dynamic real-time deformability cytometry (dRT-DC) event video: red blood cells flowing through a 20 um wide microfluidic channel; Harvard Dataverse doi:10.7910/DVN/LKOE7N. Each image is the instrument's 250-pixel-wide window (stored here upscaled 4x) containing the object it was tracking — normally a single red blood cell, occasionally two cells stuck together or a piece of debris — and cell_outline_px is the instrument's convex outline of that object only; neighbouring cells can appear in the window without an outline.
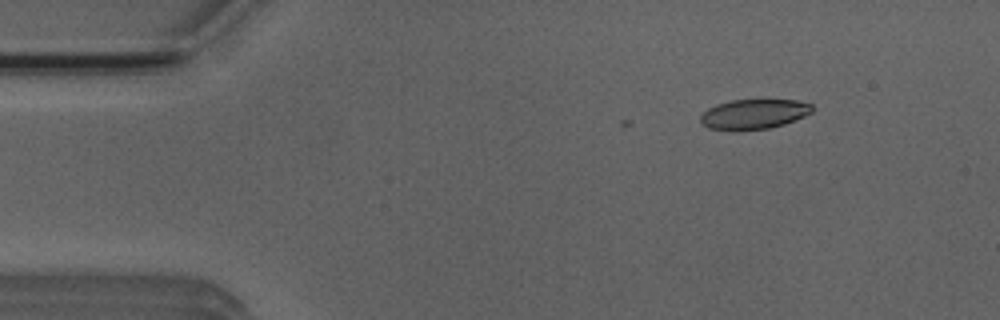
{"species": "Egyptian fruit bat (a non-hibernating species)", "species_latin": "Rousettus aegyptiacus", "temperature_condition": "room temperature", "stored_images_in_passage": 5, "camera_frame_rate_fps": 3000, "um_per_image_px": 0.085, "animal": {"sex": "male"}, "frame": {"image": 1, "passage_image": 5, "time_ms": 4.667, "image_size_px": [1000, 320], "cell_outline_px": [[812, 112], [804, 116], [784, 124], [768, 128], [708, 128], [700, 120], [700, 116], [708, 108], [716, 104], [732, 100], [796, 100], [812, 104]], "centroid_in_image_um": [64.11, 9.66], "position_along_channel_um": 20.9, "area_um2": 18.73}}